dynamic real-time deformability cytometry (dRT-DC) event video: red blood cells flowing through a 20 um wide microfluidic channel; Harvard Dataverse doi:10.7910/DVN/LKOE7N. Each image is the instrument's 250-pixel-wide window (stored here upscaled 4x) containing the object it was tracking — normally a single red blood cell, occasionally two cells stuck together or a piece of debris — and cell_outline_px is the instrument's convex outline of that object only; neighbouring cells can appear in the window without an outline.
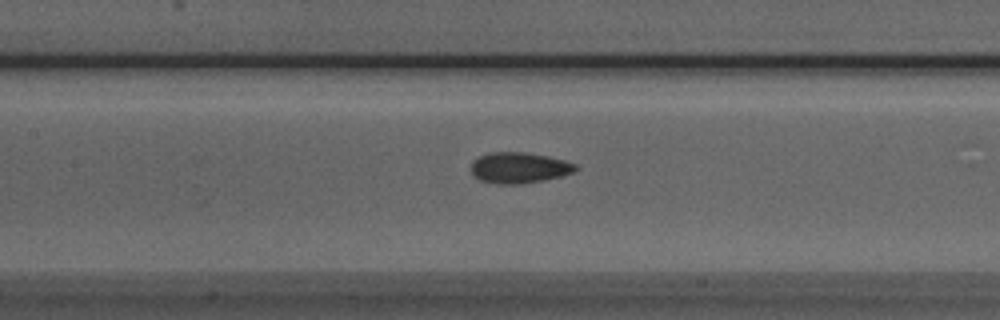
{"species": "Egyptian fruit bat (a non-hibernating species)", "species_latin": "Rousettus aegyptiacus", "temperature_condition": "room temperature", "stored_images_in_passage": 44, "camera_frame_rate_fps": 3000, "um_per_image_px": 0.085, "animal": {"sex": "male"}, "frame": {"image": 1, "passage_image": 22, "time_ms": 7.0, "image_size_px": [1000, 320], "cell_outline_px": [[580, 168], [572, 172], [560, 176], [544, 180], [520, 184], [496, 184], [480, 180], [472, 176], [472, 160], [480, 156], [492, 152], [524, 152], [548, 156], [564, 160], [576, 164]], "centroid_in_image_um": [44.11, 14.26], "position_along_channel_um": 163.3, "area_um2": 18.84}}
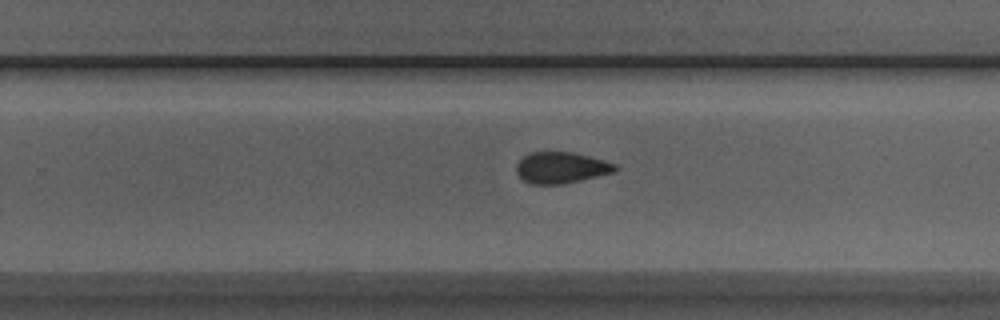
{"frame": {"image": 2, "passage_image": 31, "time_ms": 10.0, "image_size_px": [1000, 320], "cell_outline_px": [[620, 168], [616, 172], [564, 184], [532, 184], [524, 180], [516, 172], [516, 164], [528, 152], [572, 152], [588, 156], [616, 164]], "centroid_in_image_um": [47.72, 14.25], "position_along_channel_um": 282.1, "area_um2": 18.03}}
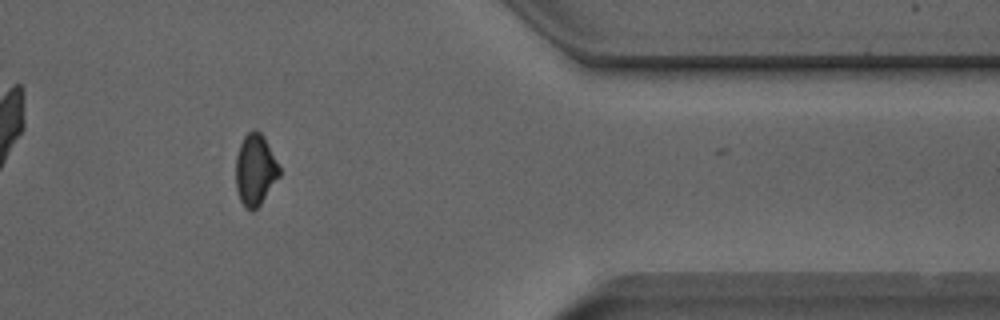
{"frame": {"image": 3, "passage_image": 41, "time_ms": 13.333, "image_size_px": [1000, 320], "cell_outline_px": [[280, 176], [260, 204], [252, 212], [244, 208], [240, 200], [236, 188], [236, 156], [240, 144], [244, 136], [248, 132], [260, 132], [264, 136], [280, 168]], "centroid_in_image_um": [21.69, 14.47], "position_along_channel_um": 389.7, "area_um2": 17.98}, "authors_computed_cell_mechanics": {"area_um2": 18.5827, "velocity_mm_per_s": 3.9736, "shape_relaxation_time_tau1_ms": 3.1692, "shape_relaxation_time_tau2_ms": 1.3578, "deformation_change_tau1": 0.0767, "deformation_change_tau2": 0.0576}}